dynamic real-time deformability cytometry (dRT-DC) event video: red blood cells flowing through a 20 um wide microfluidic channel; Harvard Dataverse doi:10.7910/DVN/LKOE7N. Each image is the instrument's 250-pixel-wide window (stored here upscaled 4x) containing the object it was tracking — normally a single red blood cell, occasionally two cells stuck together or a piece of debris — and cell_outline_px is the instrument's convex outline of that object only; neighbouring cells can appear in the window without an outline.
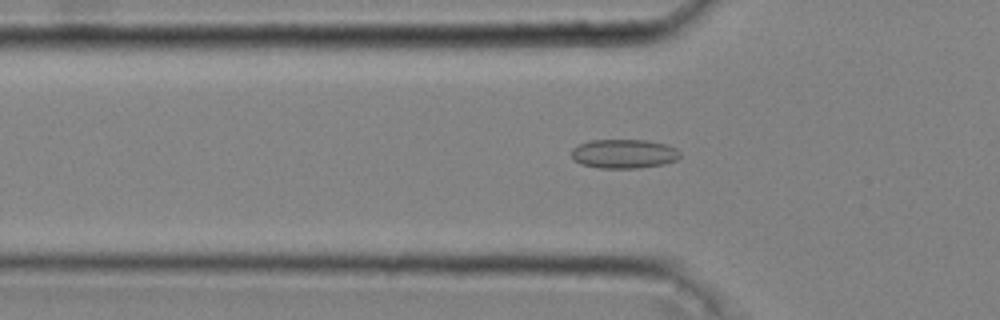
{"species": "common noctule bat (a hibernating species)", "species_latin": "Nyctalus noctula", "temperature_condition": "cold", "stored_images_in_passage": 41, "camera_frame_rate_fps": 3000, "um_per_image_px": 0.085, "animal": {"sex": "male", "body_mass_g": 20.4}, "frame": {"image": 1, "passage_image": 10, "time_ms": 3.0, "image_size_px": [1000, 320], "cell_outline_px": [[680, 156], [676, 160], [664, 164], [640, 168], [600, 168], [580, 164], [572, 156], [572, 148], [580, 144], [592, 140], [644, 140], [668, 144], [676, 148], [680, 152]], "centroid_in_image_um": [53.06, 13.07], "position_along_channel_um": 72.7, "area_um2": 18.44}}
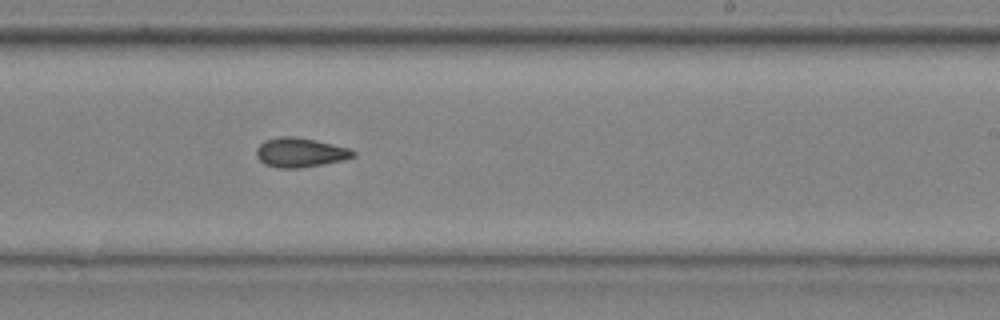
{"frame": {"image": 2, "passage_image": 24, "time_ms": 7.667, "image_size_px": [1000, 320], "cell_outline_px": [[356, 156], [344, 160], [300, 168], [280, 168], [264, 164], [256, 156], [256, 148], [264, 140], [280, 136], [296, 136], [316, 140], [348, 148], [356, 152]], "centroid_in_image_um": [25.5, 12.95], "position_along_channel_um": 263.5, "area_um2": 16.65}}
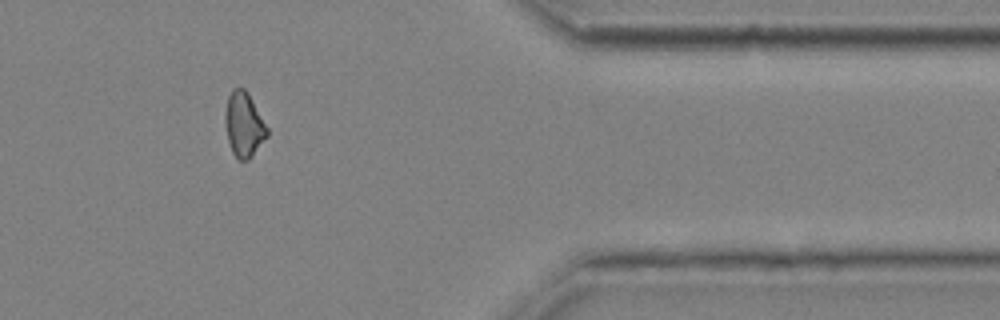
{"frame": {"image": 3, "passage_image": 35, "time_ms": 11.333, "image_size_px": [1000, 320], "cell_outline_px": [[268, 136], [252, 156], [248, 160], [240, 160], [232, 152], [228, 140], [224, 124], [224, 116], [228, 96], [232, 88], [244, 88], [248, 92], [268, 128]], "centroid_in_image_um": [20.72, 10.58], "position_along_channel_um": 390.7, "area_um2": 15.9}, "authors_computed_cell_mechanics": {"area_um2": 16.6464, "velocity_mm_per_s": 4.0832, "shape_relaxation_time_tau1_ms": null, "shape_relaxation_time_tau2_ms": 2.5237, "deformation_change_tau1": null, "deformation_change_tau2": 0.0773}}